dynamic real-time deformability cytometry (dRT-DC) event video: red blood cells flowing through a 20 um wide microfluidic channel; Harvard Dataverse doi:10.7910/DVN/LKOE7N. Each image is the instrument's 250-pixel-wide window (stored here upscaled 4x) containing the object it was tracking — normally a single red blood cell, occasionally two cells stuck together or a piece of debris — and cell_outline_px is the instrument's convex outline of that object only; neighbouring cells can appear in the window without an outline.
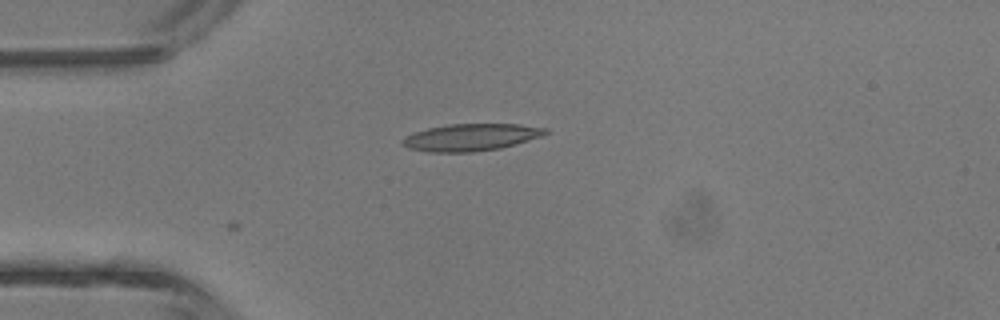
{"species": "common noctule bat (a hibernating species)", "species_latin": "Nyctalus noctula", "temperature_condition": "room temperature", "stored_images_in_passage": 3, "camera_frame_rate_fps": 3000, "um_per_image_px": 0.085, "animal": {"sex": "male", "body_mass_g": 13.3}, "frame": {"image": 1, "passage_image": 1, "time_ms": 0.0, "image_size_px": [1000, 320], "cell_outline_px": [[548, 132], [544, 136], [516, 144], [500, 148], [472, 152], [428, 152], [408, 148], [400, 144], [400, 140], [416, 132], [428, 128], [448, 124], [520, 124], [548, 128]], "centroid_in_image_um": [40.06, 11.67], "position_along_channel_um": 44.9, "area_um2": 22.66}}
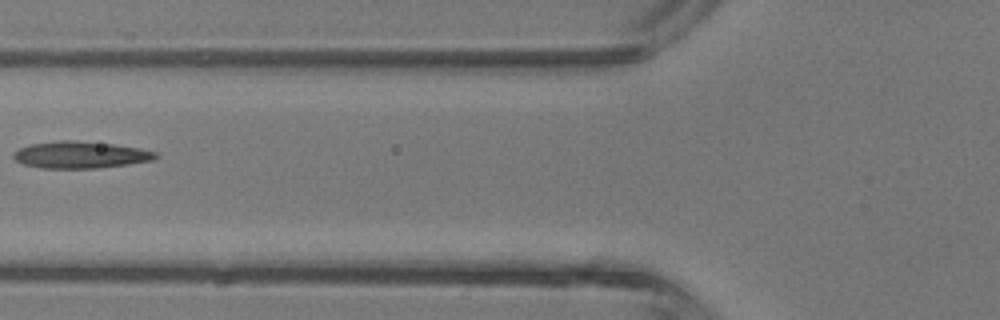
{"frame": {"image": 2, "passage_image": 3, "time_ms": 2.0, "image_size_px": [1000, 320], "cell_outline_px": [[160, 156], [152, 160], [128, 164], [100, 168], [40, 168], [24, 164], [16, 160], [12, 156], [12, 152], [20, 148], [32, 144], [60, 140], [68, 140], [112, 144], [140, 148], [156, 152]], "centroid_in_image_um": [6.84, 13.16], "position_along_channel_um": 119.0, "area_um2": 22.14}}